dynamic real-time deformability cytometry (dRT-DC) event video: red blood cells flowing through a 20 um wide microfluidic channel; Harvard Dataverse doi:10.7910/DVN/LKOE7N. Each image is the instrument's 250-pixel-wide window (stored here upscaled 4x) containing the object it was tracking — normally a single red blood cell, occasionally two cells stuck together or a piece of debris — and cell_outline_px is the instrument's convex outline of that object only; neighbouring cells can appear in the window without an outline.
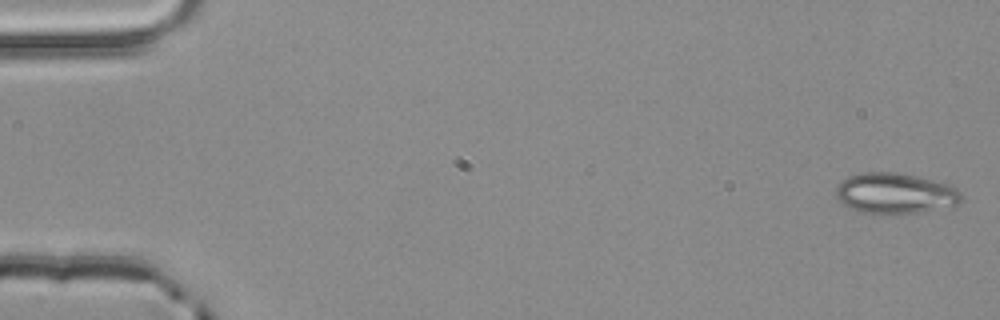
{"species": "common noctule bat (a hibernating species)", "species_latin": "Nyctalus noctula", "temperature_condition": "room temperature", "stored_images_in_passage": 2, "camera_frame_rate_fps": 3000, "um_per_image_px": 0.085, "animal": {"sex": "male", "body_mass_g": 20.4}, "frame": {"image": 1, "passage_image": 2, "time_ms": 0.333, "image_size_px": [1000, 320], "cell_outline_px": [[964, 192], [960, 200], [956, 204], [920, 212], [896, 216], [860, 212], [848, 208], [836, 196], [836, 188], [840, 180], [848, 176], [860, 172], [900, 172], [948, 184]], "centroid_in_image_um": [76.05, 16.44], "position_along_channel_um": 9.0, "area_um2": 30.23}}